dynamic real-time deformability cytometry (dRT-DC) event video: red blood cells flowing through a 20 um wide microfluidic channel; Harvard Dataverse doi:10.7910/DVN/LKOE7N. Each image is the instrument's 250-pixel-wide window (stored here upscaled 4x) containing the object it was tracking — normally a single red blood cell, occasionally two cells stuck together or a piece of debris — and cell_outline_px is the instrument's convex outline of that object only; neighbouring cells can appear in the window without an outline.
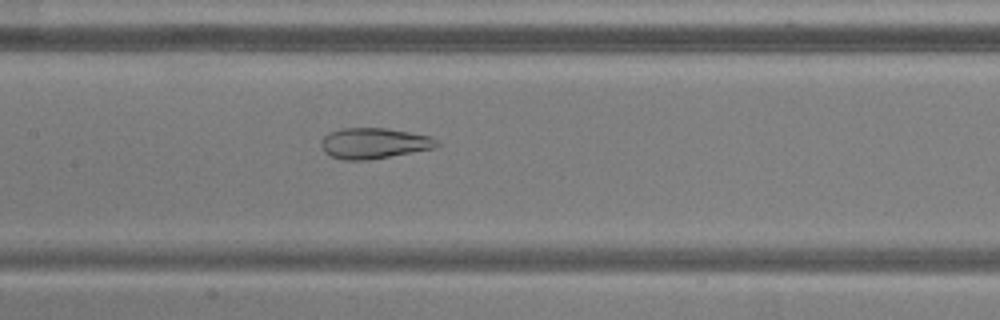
{"species": "common noctule bat (a hibernating species)", "species_latin": "Nyctalus noctula", "temperature_condition": "warm", "stored_images_in_passage": 51, "camera_frame_rate_fps": 3000, "um_per_image_px": 0.085, "animal": {"sex": "male", "body_mass_g": 20.5, "forearm_length_mm": 52.5}, "frame": {"image": 1, "passage_image": 23, "time_ms": 7.333, "image_size_px": [1000, 320], "cell_outline_px": [[440, 144], [436, 148], [368, 160], [344, 160], [332, 156], [324, 152], [320, 144], [320, 140], [328, 132], [344, 128], [388, 128], [432, 136]], "centroid_in_image_um": [31.79, 12.17], "position_along_channel_um": 175.6, "area_um2": 20.87}}
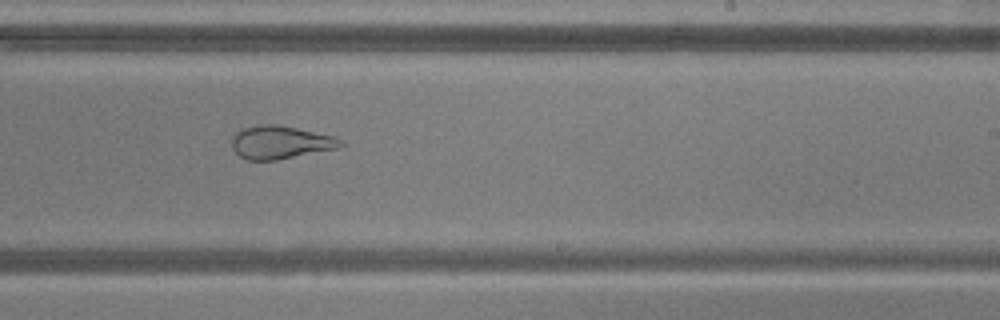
{"frame": {"image": 2, "passage_image": 30, "time_ms": 9.667, "image_size_px": [1000, 320], "cell_outline_px": [[344, 144], [340, 148], [276, 160], [248, 160], [240, 156], [232, 148], [232, 136], [236, 132], [244, 128], [256, 124], [272, 124], [296, 128], [336, 136]], "centroid_in_image_um": [23.84, 12.1], "position_along_channel_um": 265.2, "area_um2": 20.98}}
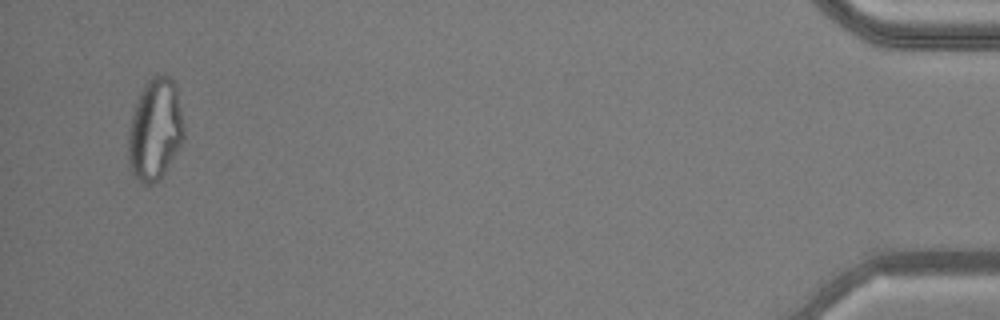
{"frame": {"image": 3, "passage_image": 49, "time_ms": 16.0, "image_size_px": [1000, 320], "cell_outline_px": [[184, 140], [160, 180], [152, 184], [140, 184], [136, 180], [128, 164], [128, 128], [140, 92], [144, 84], [156, 72], [172, 76], [176, 84], [184, 128]], "centroid_in_image_um": [13.18, 11.0], "position_along_channel_um": 422.0, "area_um2": 33.58}, "authors_computed_cell_mechanics": {"area_um2": 29.478, "velocity_mm_per_s": 3.855, "shape_relaxation_time_tau1_ms": null, "shape_relaxation_time_tau2_ms": 1.4765, "deformation_change_tau1": null, "deformation_change_tau2": 0.0962}}